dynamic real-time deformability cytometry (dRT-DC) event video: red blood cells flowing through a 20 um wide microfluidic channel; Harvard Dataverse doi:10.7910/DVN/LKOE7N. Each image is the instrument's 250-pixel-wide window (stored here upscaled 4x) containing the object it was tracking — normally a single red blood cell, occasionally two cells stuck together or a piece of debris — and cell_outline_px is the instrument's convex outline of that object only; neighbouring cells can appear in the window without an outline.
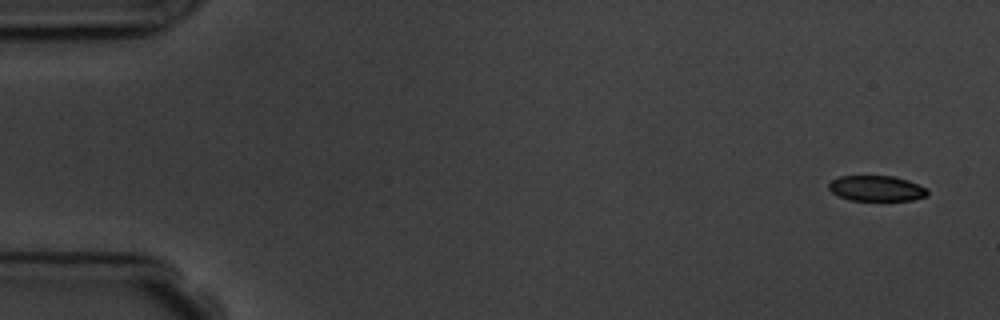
{"species": "common noctule bat (a hibernating species)", "species_latin": "Nyctalus noctula", "temperature_condition": "room temperature", "stored_images_in_passage": 4, "camera_frame_rate_fps": 3000, "um_per_image_px": 0.085, "animal": {"sex": "male", "body_mass_g": 19.5, "forearm_length_mm": 54.6}, "frame": {"image": 1, "passage_image": 1, "time_ms": 0.0, "image_size_px": [1000, 320], "cell_outline_px": [[928, 196], [912, 200], [848, 200], [832, 192], [828, 188], [828, 184], [832, 180], [840, 176], [892, 176], [908, 180], [928, 188]], "centroid_in_image_um": [74.53, 16.01], "position_along_channel_um": 10.5, "area_um2": 14.68}}
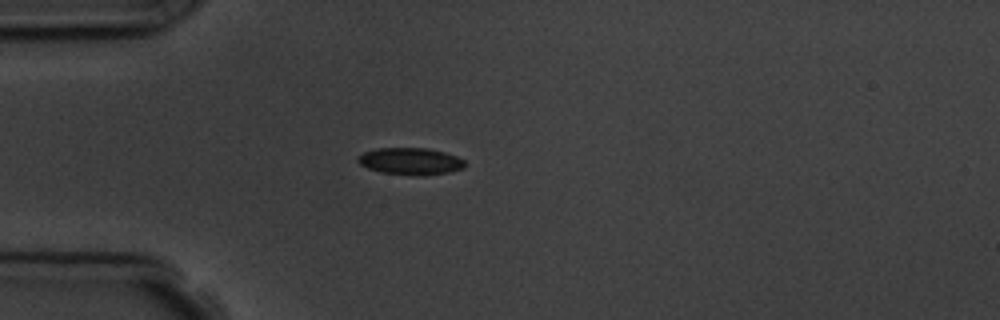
{"frame": {"image": 2, "passage_image": 4, "time_ms": 4.333, "image_size_px": [1000, 320], "cell_outline_px": [[464, 168], [448, 172], [424, 176], [380, 172], [368, 168], [360, 164], [356, 160], [356, 156], [364, 152], [376, 148], [428, 148], [444, 152], [456, 156], [464, 160]], "centroid_in_image_um": [34.86, 13.7], "position_along_channel_um": 50.1, "area_um2": 16.82}}